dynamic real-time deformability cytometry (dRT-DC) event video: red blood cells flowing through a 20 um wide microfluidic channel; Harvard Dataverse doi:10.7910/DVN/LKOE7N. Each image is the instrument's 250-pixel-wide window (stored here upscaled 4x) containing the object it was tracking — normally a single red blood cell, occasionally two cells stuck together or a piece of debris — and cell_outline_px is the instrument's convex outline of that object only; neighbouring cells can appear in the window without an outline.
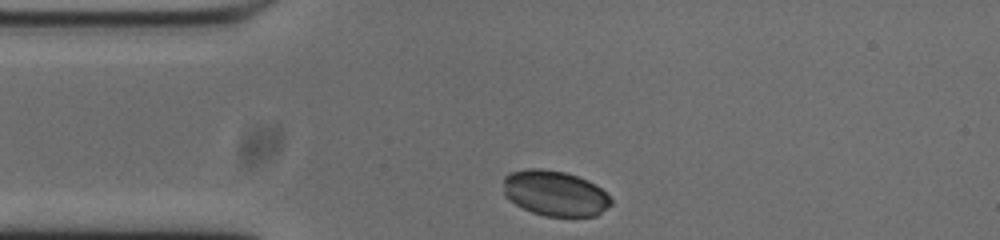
{"species": "common noctule bat (a hibernating species)", "species_latin": "Nyctalus noctula", "temperature_condition": "cold", "stored_images_in_passage": 32, "camera_frame_rate_fps": 3000, "um_per_image_px": 0.085, "animal": {"sex": "male", "body_mass_g": 20.0, "forearm_length_mm": 53.3}, "frame": {"image": 1, "passage_image": 1, "time_ms": 0.0, "image_size_px": [1000, 240], "cell_outline_px": [[612, 204], [596, 216], [544, 216], [532, 212], [516, 204], [504, 196], [504, 176], [512, 172], [528, 168], [540, 168], [564, 172], [588, 180], [596, 184], [612, 200]], "centroid_in_image_um": [47.17, 16.43], "position_along_channel_um": 37.8, "area_um2": 28.38}}
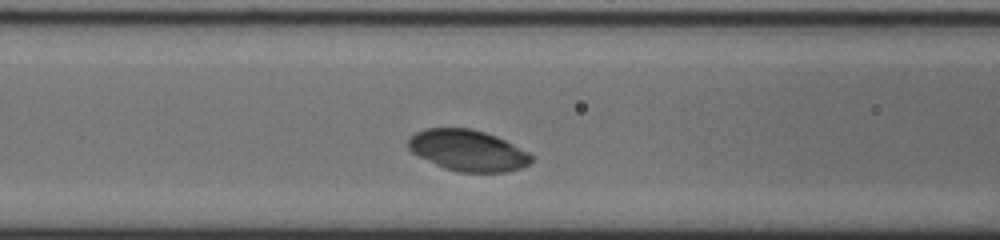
{"frame": {"image": 2, "passage_image": 10, "time_ms": 3.0, "image_size_px": [1000, 240], "cell_outline_px": [[532, 160], [528, 164], [520, 168], [508, 172], [460, 172], [444, 168], [412, 152], [408, 148], [408, 140], [416, 132], [424, 128], [472, 128], [496, 136], [528, 152], [532, 156]], "centroid_in_image_um": [39.76, 12.78], "position_along_channel_um": 126.8, "area_um2": 29.25}}
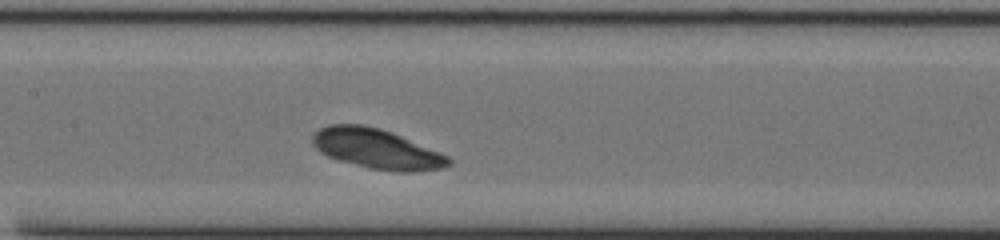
{"frame": {"image": 3, "passage_image": 14, "time_ms": 4.333, "image_size_px": [1000, 240], "cell_outline_px": [[452, 164], [444, 168], [412, 172], [396, 172], [368, 168], [340, 160], [328, 156], [320, 152], [312, 144], [312, 132], [328, 124], [360, 124], [380, 128], [392, 132], [440, 152], [448, 156], [452, 160]], "centroid_in_image_um": [32.02, 12.65], "position_along_channel_um": 175.4, "area_um2": 31.85}}